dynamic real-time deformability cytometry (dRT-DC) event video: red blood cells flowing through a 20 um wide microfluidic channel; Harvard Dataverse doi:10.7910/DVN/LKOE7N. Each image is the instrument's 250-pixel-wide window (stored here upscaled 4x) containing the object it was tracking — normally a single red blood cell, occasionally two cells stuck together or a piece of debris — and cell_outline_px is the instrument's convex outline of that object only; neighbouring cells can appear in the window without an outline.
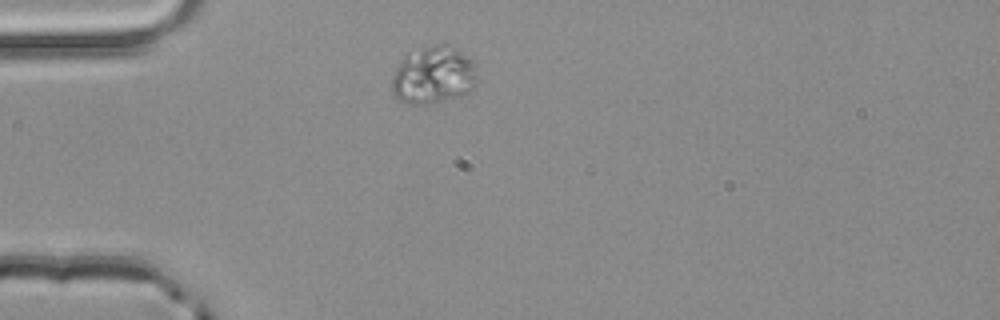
{"species": "common noctule bat (a hibernating species)", "species_latin": "Nyctalus noctula", "temperature_condition": "room temperature", "stored_images_in_passage": 2, "camera_frame_rate_fps": 3000, "um_per_image_px": 0.085, "animal": {"sex": "male", "body_mass_g": 20.4}, "frame": {"image": 1, "passage_image": 1, "time_ms": 0.0, "image_size_px": [1000, 320], "cell_outline_px": [[476, 80], [472, 88], [468, 92], [460, 96], [428, 104], [412, 104], [400, 100], [392, 92], [392, 72], [404, 56], [408, 52], [436, 44], [448, 44], [472, 60], [476, 64]], "centroid_in_image_um": [36.82, 6.38], "position_along_channel_um": 48.2, "area_um2": 28.55}}
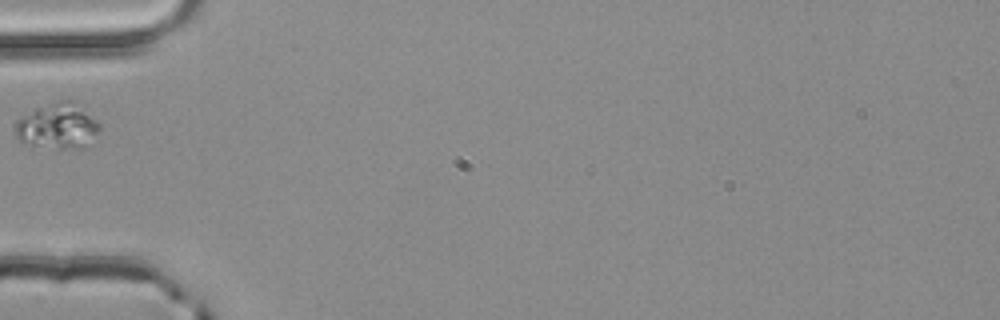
{"frame": {"image": 2, "passage_image": 2, "time_ms": 0.333, "image_size_px": [1000, 320], "cell_outline_px": [[100, 128], [84, 148], [28, 148], [16, 140], [16, 124], [24, 116], [36, 108], [56, 100], [72, 100], [96, 120], [100, 124]], "centroid_in_image_um": [4.84, 10.76], "position_along_channel_um": 80.2, "area_um2": 22.48}}